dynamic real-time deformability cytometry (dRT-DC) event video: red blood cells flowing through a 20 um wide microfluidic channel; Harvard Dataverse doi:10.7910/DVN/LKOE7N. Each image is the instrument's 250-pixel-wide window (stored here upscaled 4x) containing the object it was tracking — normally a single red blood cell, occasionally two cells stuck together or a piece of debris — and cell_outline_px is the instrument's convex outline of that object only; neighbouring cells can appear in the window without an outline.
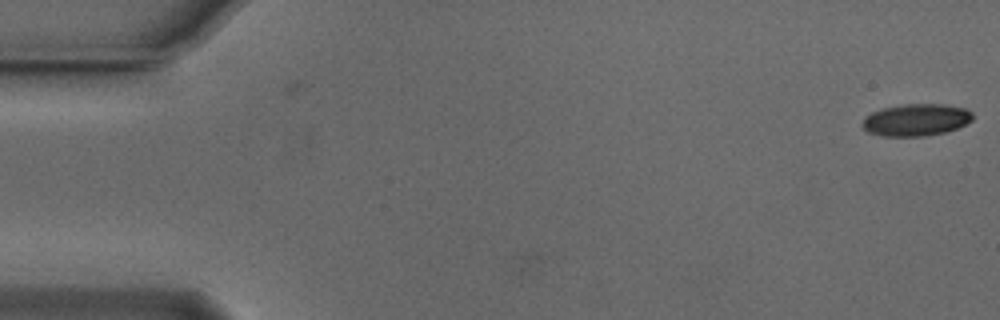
{"species": "Egyptian fruit bat (a non-hibernating species)", "species_latin": "Rousettus aegyptiacus", "temperature_condition": "cold", "stored_images_in_passage": 2, "camera_frame_rate_fps": 3000, "um_per_image_px": 0.085, "animal": {"sex": "male"}, "frame": {"image": 1, "passage_image": 2, "time_ms": 0.333, "image_size_px": [1000, 320], "cell_outline_px": [[972, 120], [956, 128], [944, 132], [924, 136], [884, 136], [868, 132], [860, 124], [864, 116], [872, 112], [884, 108], [904, 104], [944, 104], [964, 108], [972, 112]], "centroid_in_image_um": [77.83, 10.18], "position_along_channel_um": 7.2, "area_um2": 20.52}}